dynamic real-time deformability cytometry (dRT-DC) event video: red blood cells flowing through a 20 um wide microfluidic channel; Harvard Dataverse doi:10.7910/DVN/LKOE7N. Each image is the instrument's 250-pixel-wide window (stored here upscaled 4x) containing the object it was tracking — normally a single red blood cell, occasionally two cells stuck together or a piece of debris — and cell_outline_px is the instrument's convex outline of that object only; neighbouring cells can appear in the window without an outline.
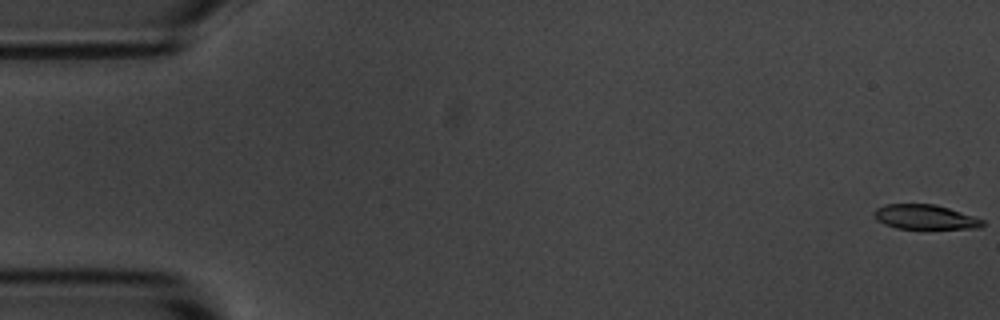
{"species": "common noctule bat (a hibernating species)", "species_latin": "Nyctalus noctula", "temperature_condition": "room temperature", "stored_images_in_passage": 5, "camera_frame_rate_fps": 3000, "um_per_image_px": 0.085, "animal": {"sex": "male", "body_mass_g": 20.1, "forearm_length_mm": 53.5}, "frame": {"image": 1, "passage_image": 1, "time_ms": 0.0, "image_size_px": [1000, 320], "cell_outline_px": [[984, 224], [980, 228], [896, 228], [884, 224], [876, 220], [872, 216], [872, 212], [876, 208], [884, 204], [936, 204], [976, 216], [984, 220]], "centroid_in_image_um": [78.6, 18.43], "position_along_channel_um": 6.4, "area_um2": 15.72}}
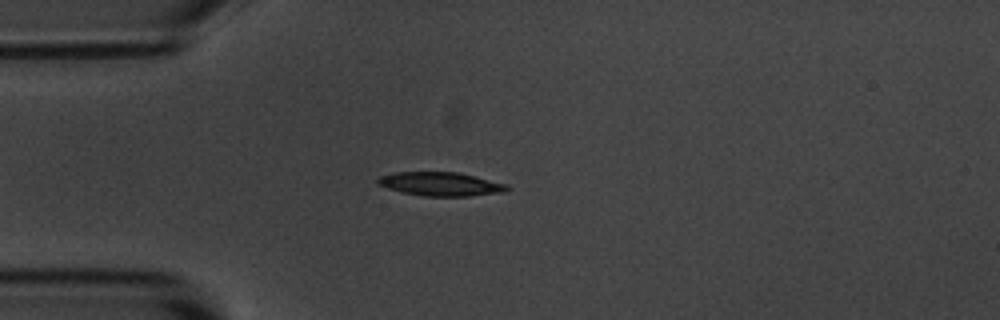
{"frame": {"image": 2, "passage_image": 5, "time_ms": 4.667, "image_size_px": [1000, 320], "cell_outline_px": [[508, 188], [504, 192], [468, 196], [424, 196], [404, 192], [388, 188], [376, 184], [376, 180], [380, 176], [396, 172], [460, 172], [508, 184]], "centroid_in_image_um": [37.46, 15.63], "position_along_channel_um": 47.5, "area_um2": 17.86}}